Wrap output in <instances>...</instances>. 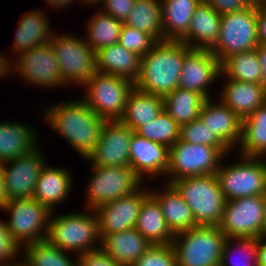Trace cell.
Segmentation results:
<instances>
[{"instance_id":"cell-7","label":"cell","mask_w":266,"mask_h":266,"mask_svg":"<svg viewBox=\"0 0 266 266\" xmlns=\"http://www.w3.org/2000/svg\"><path fill=\"white\" fill-rule=\"evenodd\" d=\"M230 150L227 147H213L191 144L178 139L169 147L166 183L185 177L212 175L218 171L222 160Z\"/></svg>"},{"instance_id":"cell-11","label":"cell","mask_w":266,"mask_h":266,"mask_svg":"<svg viewBox=\"0 0 266 266\" xmlns=\"http://www.w3.org/2000/svg\"><path fill=\"white\" fill-rule=\"evenodd\" d=\"M259 45L257 5L221 15L220 33L210 49L222 63L233 54L256 49Z\"/></svg>"},{"instance_id":"cell-18","label":"cell","mask_w":266,"mask_h":266,"mask_svg":"<svg viewBox=\"0 0 266 266\" xmlns=\"http://www.w3.org/2000/svg\"><path fill=\"white\" fill-rule=\"evenodd\" d=\"M221 62L209 49H192L184 58L178 88L212 98L208 86L221 76Z\"/></svg>"},{"instance_id":"cell-33","label":"cell","mask_w":266,"mask_h":266,"mask_svg":"<svg viewBox=\"0 0 266 266\" xmlns=\"http://www.w3.org/2000/svg\"><path fill=\"white\" fill-rule=\"evenodd\" d=\"M205 100L201 93L176 88L163 97L164 111L181 127L199 118Z\"/></svg>"},{"instance_id":"cell-8","label":"cell","mask_w":266,"mask_h":266,"mask_svg":"<svg viewBox=\"0 0 266 266\" xmlns=\"http://www.w3.org/2000/svg\"><path fill=\"white\" fill-rule=\"evenodd\" d=\"M237 161L222 160L216 172L226 201L243 197L266 195V158L239 155Z\"/></svg>"},{"instance_id":"cell-19","label":"cell","mask_w":266,"mask_h":266,"mask_svg":"<svg viewBox=\"0 0 266 266\" xmlns=\"http://www.w3.org/2000/svg\"><path fill=\"white\" fill-rule=\"evenodd\" d=\"M169 148L133 133L129 146V166L146 181L165 176L168 170Z\"/></svg>"},{"instance_id":"cell-51","label":"cell","mask_w":266,"mask_h":266,"mask_svg":"<svg viewBox=\"0 0 266 266\" xmlns=\"http://www.w3.org/2000/svg\"><path fill=\"white\" fill-rule=\"evenodd\" d=\"M2 167L3 163H0V209L9 201L5 192V182Z\"/></svg>"},{"instance_id":"cell-17","label":"cell","mask_w":266,"mask_h":266,"mask_svg":"<svg viewBox=\"0 0 266 266\" xmlns=\"http://www.w3.org/2000/svg\"><path fill=\"white\" fill-rule=\"evenodd\" d=\"M149 194L143 185L131 195L97 207L94 211L101 240L106 235L135 228L141 204Z\"/></svg>"},{"instance_id":"cell-52","label":"cell","mask_w":266,"mask_h":266,"mask_svg":"<svg viewBox=\"0 0 266 266\" xmlns=\"http://www.w3.org/2000/svg\"><path fill=\"white\" fill-rule=\"evenodd\" d=\"M75 0H45V2L47 3V5L49 7H53L54 9H63L65 8L66 6H70L72 5V3L74 2ZM78 3H79V0H77ZM82 2V0H80V3Z\"/></svg>"},{"instance_id":"cell-54","label":"cell","mask_w":266,"mask_h":266,"mask_svg":"<svg viewBox=\"0 0 266 266\" xmlns=\"http://www.w3.org/2000/svg\"><path fill=\"white\" fill-rule=\"evenodd\" d=\"M257 8L266 13V0H261L257 5Z\"/></svg>"},{"instance_id":"cell-31","label":"cell","mask_w":266,"mask_h":266,"mask_svg":"<svg viewBox=\"0 0 266 266\" xmlns=\"http://www.w3.org/2000/svg\"><path fill=\"white\" fill-rule=\"evenodd\" d=\"M162 111H164L163 97L145 93L134 87L128 96L125 112L120 120L135 131L155 119Z\"/></svg>"},{"instance_id":"cell-53","label":"cell","mask_w":266,"mask_h":266,"mask_svg":"<svg viewBox=\"0 0 266 266\" xmlns=\"http://www.w3.org/2000/svg\"><path fill=\"white\" fill-rule=\"evenodd\" d=\"M101 0H82V5H92L91 7H93L94 5L97 7V4L100 2Z\"/></svg>"},{"instance_id":"cell-43","label":"cell","mask_w":266,"mask_h":266,"mask_svg":"<svg viewBox=\"0 0 266 266\" xmlns=\"http://www.w3.org/2000/svg\"><path fill=\"white\" fill-rule=\"evenodd\" d=\"M21 249L12 240L5 220L0 221V266H5L20 257Z\"/></svg>"},{"instance_id":"cell-37","label":"cell","mask_w":266,"mask_h":266,"mask_svg":"<svg viewBox=\"0 0 266 266\" xmlns=\"http://www.w3.org/2000/svg\"><path fill=\"white\" fill-rule=\"evenodd\" d=\"M261 70L255 49L233 54L221 63V72L227 79L241 82L260 84Z\"/></svg>"},{"instance_id":"cell-6","label":"cell","mask_w":266,"mask_h":266,"mask_svg":"<svg viewBox=\"0 0 266 266\" xmlns=\"http://www.w3.org/2000/svg\"><path fill=\"white\" fill-rule=\"evenodd\" d=\"M65 34L54 32L50 43L63 78V87H80L97 72L96 52L85 38Z\"/></svg>"},{"instance_id":"cell-28","label":"cell","mask_w":266,"mask_h":266,"mask_svg":"<svg viewBox=\"0 0 266 266\" xmlns=\"http://www.w3.org/2000/svg\"><path fill=\"white\" fill-rule=\"evenodd\" d=\"M33 129L31 124L18 121L0 122V163L26 155L39 144L37 132Z\"/></svg>"},{"instance_id":"cell-36","label":"cell","mask_w":266,"mask_h":266,"mask_svg":"<svg viewBox=\"0 0 266 266\" xmlns=\"http://www.w3.org/2000/svg\"><path fill=\"white\" fill-rule=\"evenodd\" d=\"M87 24V36L84 37L93 50L97 52L102 48L118 43L124 23L109 14L97 11L89 18Z\"/></svg>"},{"instance_id":"cell-56","label":"cell","mask_w":266,"mask_h":266,"mask_svg":"<svg viewBox=\"0 0 266 266\" xmlns=\"http://www.w3.org/2000/svg\"><path fill=\"white\" fill-rule=\"evenodd\" d=\"M252 5H258L261 0H249Z\"/></svg>"},{"instance_id":"cell-29","label":"cell","mask_w":266,"mask_h":266,"mask_svg":"<svg viewBox=\"0 0 266 266\" xmlns=\"http://www.w3.org/2000/svg\"><path fill=\"white\" fill-rule=\"evenodd\" d=\"M203 0H161L163 37L181 41L188 33L195 9Z\"/></svg>"},{"instance_id":"cell-48","label":"cell","mask_w":266,"mask_h":266,"mask_svg":"<svg viewBox=\"0 0 266 266\" xmlns=\"http://www.w3.org/2000/svg\"><path fill=\"white\" fill-rule=\"evenodd\" d=\"M257 27L259 44L266 45V13L257 8Z\"/></svg>"},{"instance_id":"cell-35","label":"cell","mask_w":266,"mask_h":266,"mask_svg":"<svg viewBox=\"0 0 266 266\" xmlns=\"http://www.w3.org/2000/svg\"><path fill=\"white\" fill-rule=\"evenodd\" d=\"M21 251L27 266H78L77 256L76 260L70 258L69 252L52 245L47 239L24 245Z\"/></svg>"},{"instance_id":"cell-5","label":"cell","mask_w":266,"mask_h":266,"mask_svg":"<svg viewBox=\"0 0 266 266\" xmlns=\"http://www.w3.org/2000/svg\"><path fill=\"white\" fill-rule=\"evenodd\" d=\"M226 239L219 226H197L175 234L177 266H219Z\"/></svg>"},{"instance_id":"cell-38","label":"cell","mask_w":266,"mask_h":266,"mask_svg":"<svg viewBox=\"0 0 266 266\" xmlns=\"http://www.w3.org/2000/svg\"><path fill=\"white\" fill-rule=\"evenodd\" d=\"M134 133L169 148L180 139V126L162 111L155 119L138 127Z\"/></svg>"},{"instance_id":"cell-42","label":"cell","mask_w":266,"mask_h":266,"mask_svg":"<svg viewBox=\"0 0 266 266\" xmlns=\"http://www.w3.org/2000/svg\"><path fill=\"white\" fill-rule=\"evenodd\" d=\"M132 266H177L172 244L152 245Z\"/></svg>"},{"instance_id":"cell-16","label":"cell","mask_w":266,"mask_h":266,"mask_svg":"<svg viewBox=\"0 0 266 266\" xmlns=\"http://www.w3.org/2000/svg\"><path fill=\"white\" fill-rule=\"evenodd\" d=\"M133 133L121 120H105L95 149L86 160L91 166H129Z\"/></svg>"},{"instance_id":"cell-20","label":"cell","mask_w":266,"mask_h":266,"mask_svg":"<svg viewBox=\"0 0 266 266\" xmlns=\"http://www.w3.org/2000/svg\"><path fill=\"white\" fill-rule=\"evenodd\" d=\"M215 103L213 98L206 99L199 118L230 151L237 149L235 147L241 141L242 120L220 100Z\"/></svg>"},{"instance_id":"cell-39","label":"cell","mask_w":266,"mask_h":266,"mask_svg":"<svg viewBox=\"0 0 266 266\" xmlns=\"http://www.w3.org/2000/svg\"><path fill=\"white\" fill-rule=\"evenodd\" d=\"M257 250L258 238H227L219 266H258ZM232 252L234 254L236 252L240 253L241 255H238L239 259H237L238 256L236 254L237 257L234 258L235 256L233 257Z\"/></svg>"},{"instance_id":"cell-14","label":"cell","mask_w":266,"mask_h":266,"mask_svg":"<svg viewBox=\"0 0 266 266\" xmlns=\"http://www.w3.org/2000/svg\"><path fill=\"white\" fill-rule=\"evenodd\" d=\"M17 57L14 62H10L14 76L17 74L26 83L36 87H63V78L50 42L23 52Z\"/></svg>"},{"instance_id":"cell-3","label":"cell","mask_w":266,"mask_h":266,"mask_svg":"<svg viewBox=\"0 0 266 266\" xmlns=\"http://www.w3.org/2000/svg\"><path fill=\"white\" fill-rule=\"evenodd\" d=\"M53 213L51 211L47 235L52 245L69 253L74 252L76 256L101 248L98 219L94 210L65 215Z\"/></svg>"},{"instance_id":"cell-12","label":"cell","mask_w":266,"mask_h":266,"mask_svg":"<svg viewBox=\"0 0 266 266\" xmlns=\"http://www.w3.org/2000/svg\"><path fill=\"white\" fill-rule=\"evenodd\" d=\"M0 210L10 214L6 226L20 249L47 239L51 211L36 199H11Z\"/></svg>"},{"instance_id":"cell-27","label":"cell","mask_w":266,"mask_h":266,"mask_svg":"<svg viewBox=\"0 0 266 266\" xmlns=\"http://www.w3.org/2000/svg\"><path fill=\"white\" fill-rule=\"evenodd\" d=\"M141 56L125 49L119 43L102 48L96 52L98 72L126 78L133 83L139 76Z\"/></svg>"},{"instance_id":"cell-10","label":"cell","mask_w":266,"mask_h":266,"mask_svg":"<svg viewBox=\"0 0 266 266\" xmlns=\"http://www.w3.org/2000/svg\"><path fill=\"white\" fill-rule=\"evenodd\" d=\"M82 87L85 93L81 98L96 115L105 120H120L135 86L126 78L97 71Z\"/></svg>"},{"instance_id":"cell-13","label":"cell","mask_w":266,"mask_h":266,"mask_svg":"<svg viewBox=\"0 0 266 266\" xmlns=\"http://www.w3.org/2000/svg\"><path fill=\"white\" fill-rule=\"evenodd\" d=\"M219 228L227 238H266V195L226 201Z\"/></svg>"},{"instance_id":"cell-21","label":"cell","mask_w":266,"mask_h":266,"mask_svg":"<svg viewBox=\"0 0 266 266\" xmlns=\"http://www.w3.org/2000/svg\"><path fill=\"white\" fill-rule=\"evenodd\" d=\"M225 78L219 100L227 105L241 120L250 116L266 102V92L257 83L241 82Z\"/></svg>"},{"instance_id":"cell-50","label":"cell","mask_w":266,"mask_h":266,"mask_svg":"<svg viewBox=\"0 0 266 266\" xmlns=\"http://www.w3.org/2000/svg\"><path fill=\"white\" fill-rule=\"evenodd\" d=\"M257 264L266 266V238H258Z\"/></svg>"},{"instance_id":"cell-22","label":"cell","mask_w":266,"mask_h":266,"mask_svg":"<svg viewBox=\"0 0 266 266\" xmlns=\"http://www.w3.org/2000/svg\"><path fill=\"white\" fill-rule=\"evenodd\" d=\"M18 24L12 48L14 50L12 54L15 56L49 43L54 33L50 30L51 25L46 9L26 11Z\"/></svg>"},{"instance_id":"cell-44","label":"cell","mask_w":266,"mask_h":266,"mask_svg":"<svg viewBox=\"0 0 266 266\" xmlns=\"http://www.w3.org/2000/svg\"><path fill=\"white\" fill-rule=\"evenodd\" d=\"M134 2L135 0H101L98 4L102 6L101 12L124 23L134 6Z\"/></svg>"},{"instance_id":"cell-30","label":"cell","mask_w":266,"mask_h":266,"mask_svg":"<svg viewBox=\"0 0 266 266\" xmlns=\"http://www.w3.org/2000/svg\"><path fill=\"white\" fill-rule=\"evenodd\" d=\"M135 229L152 245L172 244L174 234L165 222L158 201L149 194L141 204Z\"/></svg>"},{"instance_id":"cell-15","label":"cell","mask_w":266,"mask_h":266,"mask_svg":"<svg viewBox=\"0 0 266 266\" xmlns=\"http://www.w3.org/2000/svg\"><path fill=\"white\" fill-rule=\"evenodd\" d=\"M37 145L28 154L3 163L5 192L8 200L33 198L35 185L46 159Z\"/></svg>"},{"instance_id":"cell-9","label":"cell","mask_w":266,"mask_h":266,"mask_svg":"<svg viewBox=\"0 0 266 266\" xmlns=\"http://www.w3.org/2000/svg\"><path fill=\"white\" fill-rule=\"evenodd\" d=\"M86 188V209L97 207L133 194L145 184L130 166H90Z\"/></svg>"},{"instance_id":"cell-45","label":"cell","mask_w":266,"mask_h":266,"mask_svg":"<svg viewBox=\"0 0 266 266\" xmlns=\"http://www.w3.org/2000/svg\"><path fill=\"white\" fill-rule=\"evenodd\" d=\"M78 266H122L102 248L77 256Z\"/></svg>"},{"instance_id":"cell-24","label":"cell","mask_w":266,"mask_h":266,"mask_svg":"<svg viewBox=\"0 0 266 266\" xmlns=\"http://www.w3.org/2000/svg\"><path fill=\"white\" fill-rule=\"evenodd\" d=\"M165 185L160 190L150 189L149 192L158 201L165 222L172 233L175 235L197 227L192 211L181 194L172 184L165 183Z\"/></svg>"},{"instance_id":"cell-26","label":"cell","mask_w":266,"mask_h":266,"mask_svg":"<svg viewBox=\"0 0 266 266\" xmlns=\"http://www.w3.org/2000/svg\"><path fill=\"white\" fill-rule=\"evenodd\" d=\"M221 15L202 1L191 18L187 35L181 40L191 49H211L217 42Z\"/></svg>"},{"instance_id":"cell-46","label":"cell","mask_w":266,"mask_h":266,"mask_svg":"<svg viewBox=\"0 0 266 266\" xmlns=\"http://www.w3.org/2000/svg\"><path fill=\"white\" fill-rule=\"evenodd\" d=\"M216 13L223 15L234 11L247 9L252 6L249 0H203Z\"/></svg>"},{"instance_id":"cell-4","label":"cell","mask_w":266,"mask_h":266,"mask_svg":"<svg viewBox=\"0 0 266 266\" xmlns=\"http://www.w3.org/2000/svg\"><path fill=\"white\" fill-rule=\"evenodd\" d=\"M171 184L190 207L197 226L220 225L226 200L215 174L176 179Z\"/></svg>"},{"instance_id":"cell-41","label":"cell","mask_w":266,"mask_h":266,"mask_svg":"<svg viewBox=\"0 0 266 266\" xmlns=\"http://www.w3.org/2000/svg\"><path fill=\"white\" fill-rule=\"evenodd\" d=\"M157 41L148 33L123 24L118 43L143 57Z\"/></svg>"},{"instance_id":"cell-32","label":"cell","mask_w":266,"mask_h":266,"mask_svg":"<svg viewBox=\"0 0 266 266\" xmlns=\"http://www.w3.org/2000/svg\"><path fill=\"white\" fill-rule=\"evenodd\" d=\"M237 148L240 155L266 158V102L242 120L241 141Z\"/></svg>"},{"instance_id":"cell-23","label":"cell","mask_w":266,"mask_h":266,"mask_svg":"<svg viewBox=\"0 0 266 266\" xmlns=\"http://www.w3.org/2000/svg\"><path fill=\"white\" fill-rule=\"evenodd\" d=\"M71 173L60 167H51L48 164L42 168L35 185L33 198L45 205L50 211L65 202L70 195L72 186Z\"/></svg>"},{"instance_id":"cell-40","label":"cell","mask_w":266,"mask_h":266,"mask_svg":"<svg viewBox=\"0 0 266 266\" xmlns=\"http://www.w3.org/2000/svg\"><path fill=\"white\" fill-rule=\"evenodd\" d=\"M180 140L191 144L226 147L207 126H204L200 118L180 127Z\"/></svg>"},{"instance_id":"cell-55","label":"cell","mask_w":266,"mask_h":266,"mask_svg":"<svg viewBox=\"0 0 266 266\" xmlns=\"http://www.w3.org/2000/svg\"><path fill=\"white\" fill-rule=\"evenodd\" d=\"M19 260L20 259H18V262H13L5 266H27V264L24 261L20 260L19 262Z\"/></svg>"},{"instance_id":"cell-34","label":"cell","mask_w":266,"mask_h":266,"mask_svg":"<svg viewBox=\"0 0 266 266\" xmlns=\"http://www.w3.org/2000/svg\"><path fill=\"white\" fill-rule=\"evenodd\" d=\"M124 24L148 33L156 41H164L161 0H135Z\"/></svg>"},{"instance_id":"cell-1","label":"cell","mask_w":266,"mask_h":266,"mask_svg":"<svg viewBox=\"0 0 266 266\" xmlns=\"http://www.w3.org/2000/svg\"><path fill=\"white\" fill-rule=\"evenodd\" d=\"M44 109L43 116L49 127L86 160L95 149L105 119L96 115L82 98L55 103Z\"/></svg>"},{"instance_id":"cell-47","label":"cell","mask_w":266,"mask_h":266,"mask_svg":"<svg viewBox=\"0 0 266 266\" xmlns=\"http://www.w3.org/2000/svg\"><path fill=\"white\" fill-rule=\"evenodd\" d=\"M255 50L258 54V58L262 69L260 85L264 88L266 92V45L259 44Z\"/></svg>"},{"instance_id":"cell-25","label":"cell","mask_w":266,"mask_h":266,"mask_svg":"<svg viewBox=\"0 0 266 266\" xmlns=\"http://www.w3.org/2000/svg\"><path fill=\"white\" fill-rule=\"evenodd\" d=\"M152 246L135 228L106 235L101 248L122 266H132Z\"/></svg>"},{"instance_id":"cell-2","label":"cell","mask_w":266,"mask_h":266,"mask_svg":"<svg viewBox=\"0 0 266 266\" xmlns=\"http://www.w3.org/2000/svg\"><path fill=\"white\" fill-rule=\"evenodd\" d=\"M192 49L182 41H157L141 57L140 73L135 88L145 93L165 97L178 88L185 56Z\"/></svg>"},{"instance_id":"cell-49","label":"cell","mask_w":266,"mask_h":266,"mask_svg":"<svg viewBox=\"0 0 266 266\" xmlns=\"http://www.w3.org/2000/svg\"><path fill=\"white\" fill-rule=\"evenodd\" d=\"M11 60L13 61L12 55L8 57L7 54L0 53V79L9 76L8 73H11Z\"/></svg>"}]
</instances>
